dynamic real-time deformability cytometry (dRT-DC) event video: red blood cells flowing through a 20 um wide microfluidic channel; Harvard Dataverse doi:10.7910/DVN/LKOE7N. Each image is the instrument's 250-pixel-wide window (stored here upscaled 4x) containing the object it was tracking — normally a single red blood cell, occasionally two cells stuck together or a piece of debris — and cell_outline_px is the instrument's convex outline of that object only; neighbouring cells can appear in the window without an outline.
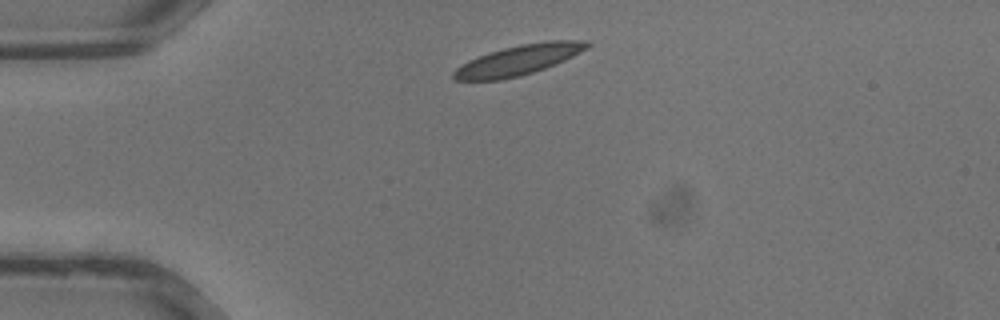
{"species": "common noctule bat (a hibernating species)", "species_latin": "Nyctalus noctula", "temperature_condition": "warm", "stored_images_in_passage": 28, "camera_frame_rate_fps": 3000, "um_per_image_px": 0.085, "animal": {"sex": "male", "body_mass_g": 13.3}, "frame": {"image": 1, "passage_image": 1, "time_ms": 0.0, "image_size_px": [1000, 320], "cell_outline_px": [[592, 44], [588, 48], [564, 60], [544, 68], [520, 76], [500, 80], [456, 80], [452, 76], [452, 72], [456, 68], [468, 60], [488, 52], [520, 44], [548, 40], [588, 40]], "centroid_in_image_um": [44.07, 5.09], "position_along_channel_um": 40.9, "area_um2": 23.35}}
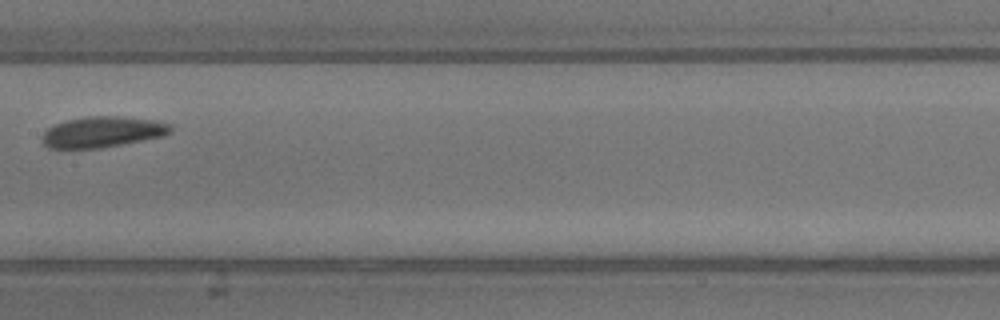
{"frame": {"image": 2, "passage_image": 11, "time_ms": 3.333, "image_size_px": [1000, 320], "cell_outline_px": [[172, 132], [164, 136], [100, 148], [48, 148], [44, 144], [44, 132], [52, 124], [84, 116], [120, 116], [156, 120], [172, 124]], "centroid_in_image_um": [8.76, 11.2], "position_along_channel_um": 198.6, "area_um2": 23.12}}
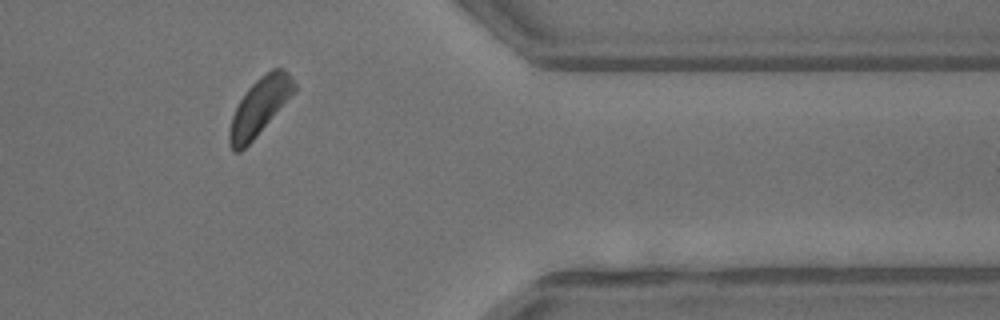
{"frame": {"image": 3, "passage_image": 22, "time_ms": 7.0, "image_size_px": [1000, 320], "cell_outline_px": [[296, 92], [256, 136], [240, 152], [232, 152], [228, 144], [228, 132], [232, 116], [240, 100], [248, 88], [260, 76], [272, 68], [284, 68], [288, 72], [296, 84]], "centroid_in_image_um": [22.07, 9.06], "position_along_channel_um": 389.3, "area_um2": 21.62}}